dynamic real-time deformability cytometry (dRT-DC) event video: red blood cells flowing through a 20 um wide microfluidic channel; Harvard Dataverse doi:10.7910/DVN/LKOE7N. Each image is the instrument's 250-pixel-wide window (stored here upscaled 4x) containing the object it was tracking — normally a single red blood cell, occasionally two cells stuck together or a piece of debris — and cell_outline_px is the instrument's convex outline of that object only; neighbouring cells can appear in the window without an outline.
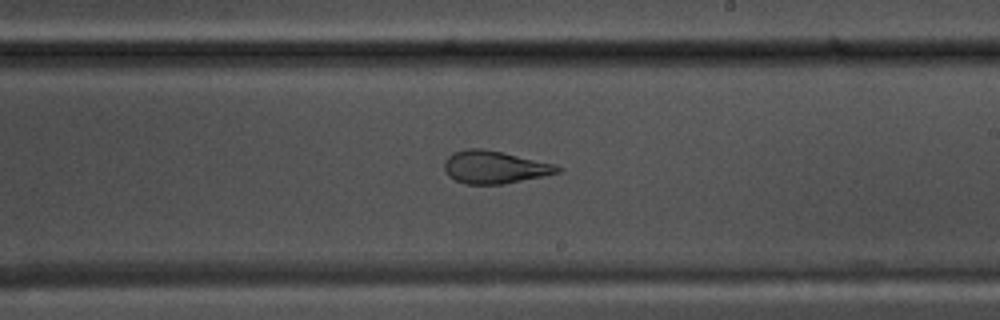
{"species": "common noctule bat (a hibernating species)", "species_latin": "Nyctalus noctula", "temperature_condition": "warm", "stored_images_in_passage": 52, "camera_frame_rate_fps": 3000, "um_per_image_px": 0.085, "animal": {"sex": "male", "body_mass_g": 17.5, "forearm_length_mm": 52.3}, "frame": {"image": 1, "passage_image": 29, "time_ms": 9.333, "image_size_px": [1000, 320], "cell_outline_px": [[564, 168], [560, 172], [544, 176], [504, 184], [468, 184], [456, 180], [448, 176], [444, 168], [444, 160], [452, 152], [468, 148], [480, 148], [500, 152], [556, 164]], "centroid_in_image_um": [42.04, 14.21], "position_along_channel_um": 247.0, "area_um2": 21.56}}
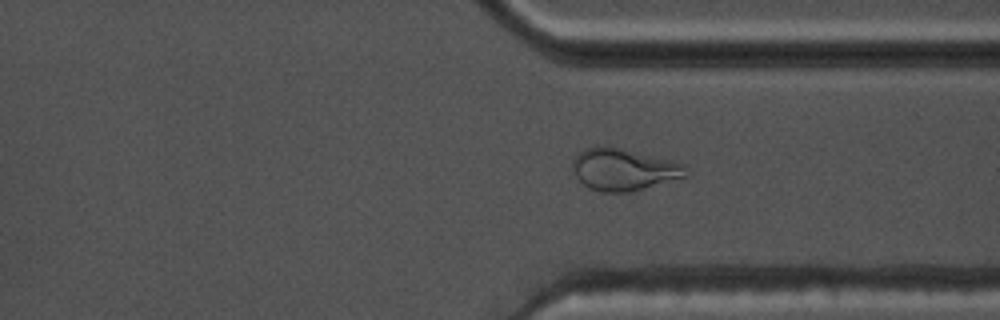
{"frame": {"image": 2, "passage_image": 38, "time_ms": 12.333, "image_size_px": [1000, 320], "cell_outline_px": [[688, 176], [628, 192], [600, 192], [588, 188], [572, 172], [572, 160], [580, 152], [588, 148], [620, 148], [672, 160], [684, 164]], "centroid_in_image_um": [53.01, 14.43], "position_along_channel_um": 358.4, "area_um2": 27.17}}
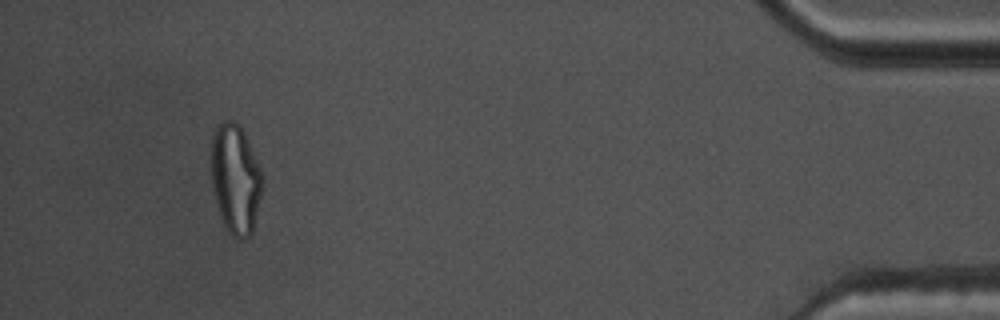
{"frame": {"image": 3, "passage_image": 48, "time_ms": 15.667, "image_size_px": [1000, 320], "cell_outline_px": [[264, 180], [252, 236], [244, 240], [236, 240], [228, 232], [220, 216], [212, 188], [212, 136], [216, 128], [224, 120], [232, 120], [240, 124], [244, 132], [260, 168]], "centroid_in_image_um": [20.03, 15.26], "position_along_channel_um": 415.2, "area_um2": 32.89}, "authors_computed_cell_mechanics": {"area_um2": 25.4031, "velocity_mm_per_s": 3.7126, "shape_relaxation_time_tau1_ms": null, "shape_relaxation_time_tau2_ms": 1.4411, "deformation_change_tau1": null, "deformation_change_tau2": 0.1023}}